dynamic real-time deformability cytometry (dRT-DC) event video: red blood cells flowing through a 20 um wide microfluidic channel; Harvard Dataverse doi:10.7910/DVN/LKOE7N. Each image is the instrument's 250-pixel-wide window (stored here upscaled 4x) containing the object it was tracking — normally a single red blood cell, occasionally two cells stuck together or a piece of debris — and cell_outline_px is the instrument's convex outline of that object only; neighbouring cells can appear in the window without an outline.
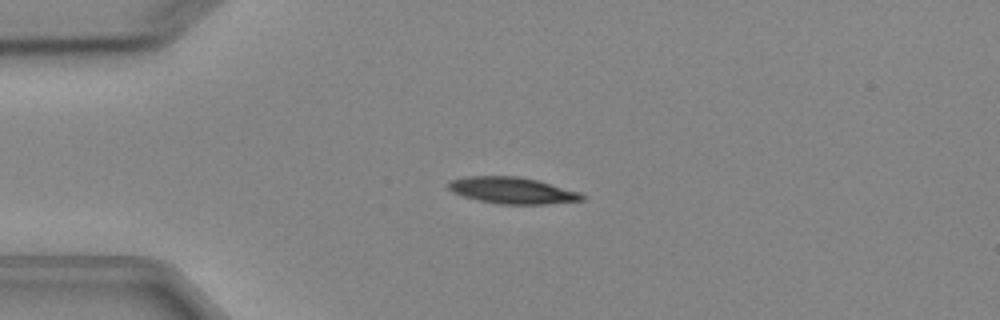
{"species": "Egyptian fruit bat (a non-hibernating species)", "species_latin": "Rousettus aegyptiacus", "temperature_condition": "cold", "stored_images_in_passage": 4, "camera_frame_rate_fps": 3000, "um_per_image_px": 0.085, "animal": {"sex": "female"}, "frame": {"image": 1, "passage_image": 3, "time_ms": 2.333, "image_size_px": [1000, 320], "cell_outline_px": [[588, 196], [584, 200], [548, 204], [496, 204], [464, 196], [452, 192], [448, 188], [448, 184], [452, 180], [468, 176], [516, 176], [536, 180], [580, 192]], "centroid_in_image_um": [43.59, 16.19], "position_along_channel_um": 41.4, "area_um2": 20.52}}